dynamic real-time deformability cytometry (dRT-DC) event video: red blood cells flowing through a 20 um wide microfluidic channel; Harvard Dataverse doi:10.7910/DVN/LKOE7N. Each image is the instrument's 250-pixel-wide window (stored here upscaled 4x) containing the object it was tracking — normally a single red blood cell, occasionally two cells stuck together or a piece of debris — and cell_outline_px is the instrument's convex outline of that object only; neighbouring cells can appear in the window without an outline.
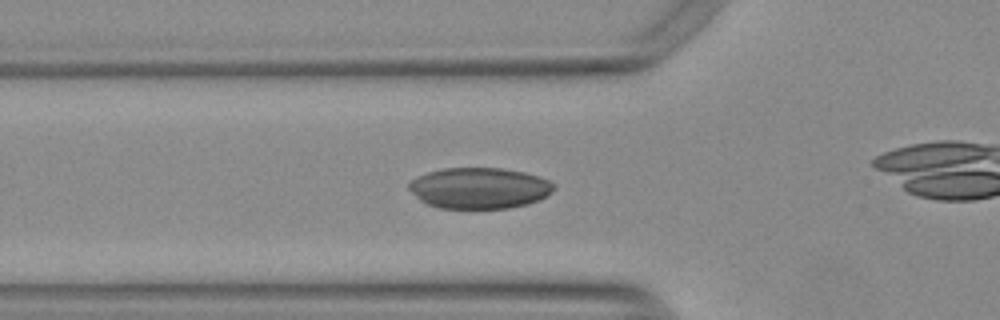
{"species": "Egyptian fruit bat (a non-hibernating species)", "species_latin": "Rousettus aegyptiacus", "temperature_condition": "warm", "stored_images_in_passage": 33, "camera_frame_rate_fps": 3000, "um_per_image_px": 0.085, "animal": {"sex": "female"}, "frame": {"image": 1, "passage_image": 8, "time_ms": 2.333, "image_size_px": [1000, 320], "cell_outline_px": [[556, 188], [552, 192], [536, 200], [524, 204], [508, 208], [436, 208], [420, 200], [408, 188], [408, 184], [412, 180], [428, 172], [444, 168], [500, 168], [524, 172], [540, 176], [556, 184]], "centroid_in_image_um": [40.75, 15.98], "position_along_channel_um": 85.1, "area_um2": 34.45}}
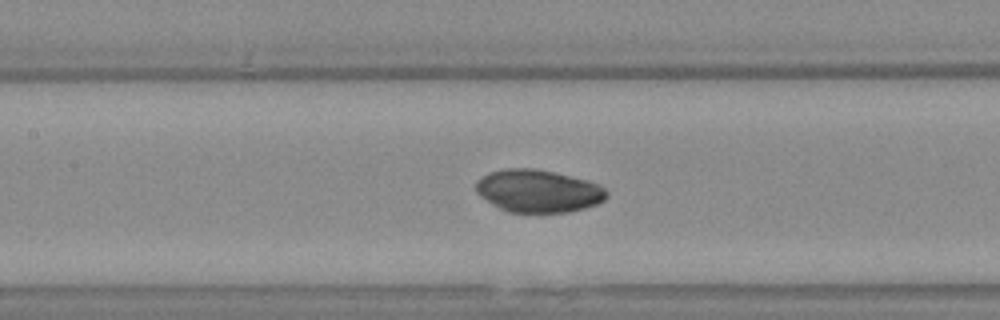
{"frame": {"image": 2, "passage_image": 14, "time_ms": 4.333, "image_size_px": [1000, 320], "cell_outline_px": [[608, 196], [604, 200], [596, 204], [584, 208], [568, 212], [508, 212], [492, 204], [480, 196], [476, 192], [476, 180], [480, 176], [488, 172], [504, 168], [532, 168], [552, 172], [588, 180], [604, 188], [608, 192]], "centroid_in_image_um": [45.71, 16.23], "position_along_channel_um": 161.7, "area_um2": 32.48}}
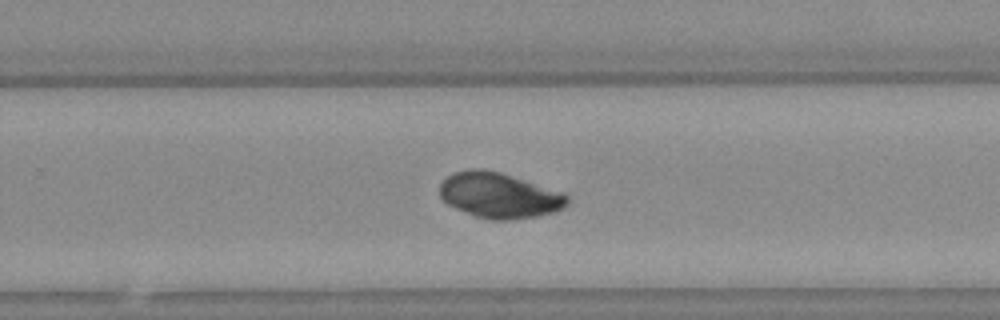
{"frame": {"image": 3, "passage_image": 24, "time_ms": 7.667, "image_size_px": [1000, 320], "cell_outline_px": [[568, 204], [564, 208], [556, 212], [536, 216], [512, 220], [488, 220], [472, 216], [448, 204], [440, 196], [440, 184], [452, 172], [468, 168], [480, 168], [500, 172], [560, 192], [568, 196]], "centroid_in_image_um": [42.4, 16.62], "position_along_channel_um": 287.4, "area_um2": 33.81}}